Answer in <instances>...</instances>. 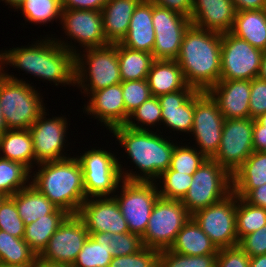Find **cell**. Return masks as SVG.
<instances>
[{
	"instance_id": "cell-1",
	"label": "cell",
	"mask_w": 266,
	"mask_h": 267,
	"mask_svg": "<svg viewBox=\"0 0 266 267\" xmlns=\"http://www.w3.org/2000/svg\"><path fill=\"white\" fill-rule=\"evenodd\" d=\"M75 47L64 40L59 41V38L46 37L29 47L1 50V68L10 65L38 78L41 77L40 79L44 81L53 82L55 86L59 83L75 86V55L78 53Z\"/></svg>"
},
{
	"instance_id": "cell-2",
	"label": "cell",
	"mask_w": 266,
	"mask_h": 267,
	"mask_svg": "<svg viewBox=\"0 0 266 267\" xmlns=\"http://www.w3.org/2000/svg\"><path fill=\"white\" fill-rule=\"evenodd\" d=\"M222 33L191 24L176 59L187 85L208 91L220 80Z\"/></svg>"
},
{
	"instance_id": "cell-3",
	"label": "cell",
	"mask_w": 266,
	"mask_h": 267,
	"mask_svg": "<svg viewBox=\"0 0 266 267\" xmlns=\"http://www.w3.org/2000/svg\"><path fill=\"white\" fill-rule=\"evenodd\" d=\"M119 141L128 158L136 165L142 174L124 171L119 162L123 180L157 182L160 175L170 166L175 143L167 140L163 135L150 130H135L125 125L114 127L110 133Z\"/></svg>"
},
{
	"instance_id": "cell-4",
	"label": "cell",
	"mask_w": 266,
	"mask_h": 267,
	"mask_svg": "<svg viewBox=\"0 0 266 267\" xmlns=\"http://www.w3.org/2000/svg\"><path fill=\"white\" fill-rule=\"evenodd\" d=\"M38 172L31 175L30 184L45 195L56 207L70 215H77L87 199L83 170L76 157L38 164Z\"/></svg>"
},
{
	"instance_id": "cell-5",
	"label": "cell",
	"mask_w": 266,
	"mask_h": 267,
	"mask_svg": "<svg viewBox=\"0 0 266 267\" xmlns=\"http://www.w3.org/2000/svg\"><path fill=\"white\" fill-rule=\"evenodd\" d=\"M1 68L0 104L7 129H29L45 110L34 86L9 75Z\"/></svg>"
},
{
	"instance_id": "cell-6",
	"label": "cell",
	"mask_w": 266,
	"mask_h": 267,
	"mask_svg": "<svg viewBox=\"0 0 266 267\" xmlns=\"http://www.w3.org/2000/svg\"><path fill=\"white\" fill-rule=\"evenodd\" d=\"M85 50L84 54L75 55V84L84 90L82 93L90 96L94 91L122 82L117 43Z\"/></svg>"
},
{
	"instance_id": "cell-7",
	"label": "cell",
	"mask_w": 266,
	"mask_h": 267,
	"mask_svg": "<svg viewBox=\"0 0 266 267\" xmlns=\"http://www.w3.org/2000/svg\"><path fill=\"white\" fill-rule=\"evenodd\" d=\"M192 176L189 190L181 200L191 215L232 193V175L213 158H207Z\"/></svg>"
},
{
	"instance_id": "cell-8",
	"label": "cell",
	"mask_w": 266,
	"mask_h": 267,
	"mask_svg": "<svg viewBox=\"0 0 266 267\" xmlns=\"http://www.w3.org/2000/svg\"><path fill=\"white\" fill-rule=\"evenodd\" d=\"M192 217L181 200L159 197L152 209L147 229L142 236L144 247L158 251L170 249L178 232Z\"/></svg>"
},
{
	"instance_id": "cell-9",
	"label": "cell",
	"mask_w": 266,
	"mask_h": 267,
	"mask_svg": "<svg viewBox=\"0 0 266 267\" xmlns=\"http://www.w3.org/2000/svg\"><path fill=\"white\" fill-rule=\"evenodd\" d=\"M76 158L83 170L86 198L113 197L123 181L116 155L101 148H91Z\"/></svg>"
},
{
	"instance_id": "cell-10",
	"label": "cell",
	"mask_w": 266,
	"mask_h": 267,
	"mask_svg": "<svg viewBox=\"0 0 266 267\" xmlns=\"http://www.w3.org/2000/svg\"><path fill=\"white\" fill-rule=\"evenodd\" d=\"M155 183L123 180L119 186L122 187L120 195H113L127 222L129 232L141 237L147 229L152 209L160 197V188H157Z\"/></svg>"
},
{
	"instance_id": "cell-11",
	"label": "cell",
	"mask_w": 266,
	"mask_h": 267,
	"mask_svg": "<svg viewBox=\"0 0 266 267\" xmlns=\"http://www.w3.org/2000/svg\"><path fill=\"white\" fill-rule=\"evenodd\" d=\"M236 204L237 195L232 192L220 202L192 214V218L218 249L239 244L236 230Z\"/></svg>"
},
{
	"instance_id": "cell-12",
	"label": "cell",
	"mask_w": 266,
	"mask_h": 267,
	"mask_svg": "<svg viewBox=\"0 0 266 267\" xmlns=\"http://www.w3.org/2000/svg\"><path fill=\"white\" fill-rule=\"evenodd\" d=\"M224 117L217 102L207 91L194 93V119L191 134L195 137L197 150L207 158H212L218 151Z\"/></svg>"
},
{
	"instance_id": "cell-13",
	"label": "cell",
	"mask_w": 266,
	"mask_h": 267,
	"mask_svg": "<svg viewBox=\"0 0 266 267\" xmlns=\"http://www.w3.org/2000/svg\"><path fill=\"white\" fill-rule=\"evenodd\" d=\"M263 53L230 32L222 33L220 80H253L258 77Z\"/></svg>"
},
{
	"instance_id": "cell-14",
	"label": "cell",
	"mask_w": 266,
	"mask_h": 267,
	"mask_svg": "<svg viewBox=\"0 0 266 267\" xmlns=\"http://www.w3.org/2000/svg\"><path fill=\"white\" fill-rule=\"evenodd\" d=\"M254 119H225L221 142L217 153L212 157L231 175L254 152Z\"/></svg>"
},
{
	"instance_id": "cell-15",
	"label": "cell",
	"mask_w": 266,
	"mask_h": 267,
	"mask_svg": "<svg viewBox=\"0 0 266 267\" xmlns=\"http://www.w3.org/2000/svg\"><path fill=\"white\" fill-rule=\"evenodd\" d=\"M155 30L154 60H176L184 34L192 24L190 18L153 3Z\"/></svg>"
},
{
	"instance_id": "cell-16",
	"label": "cell",
	"mask_w": 266,
	"mask_h": 267,
	"mask_svg": "<svg viewBox=\"0 0 266 267\" xmlns=\"http://www.w3.org/2000/svg\"><path fill=\"white\" fill-rule=\"evenodd\" d=\"M45 111L46 109L29 128L35 154V165L70 158L69 155L63 154L66 146L64 143L67 142V119L64 116L46 118L47 112Z\"/></svg>"
},
{
	"instance_id": "cell-17",
	"label": "cell",
	"mask_w": 266,
	"mask_h": 267,
	"mask_svg": "<svg viewBox=\"0 0 266 267\" xmlns=\"http://www.w3.org/2000/svg\"><path fill=\"white\" fill-rule=\"evenodd\" d=\"M88 237L84 221L78 215H69L51 236L38 258L72 266Z\"/></svg>"
},
{
	"instance_id": "cell-18",
	"label": "cell",
	"mask_w": 266,
	"mask_h": 267,
	"mask_svg": "<svg viewBox=\"0 0 266 267\" xmlns=\"http://www.w3.org/2000/svg\"><path fill=\"white\" fill-rule=\"evenodd\" d=\"M92 199V200H91ZM89 233H127V222L114 197L87 198L78 214Z\"/></svg>"
},
{
	"instance_id": "cell-19",
	"label": "cell",
	"mask_w": 266,
	"mask_h": 267,
	"mask_svg": "<svg viewBox=\"0 0 266 267\" xmlns=\"http://www.w3.org/2000/svg\"><path fill=\"white\" fill-rule=\"evenodd\" d=\"M60 22L65 35L84 49L110 44L103 32L101 11L63 9Z\"/></svg>"
},
{
	"instance_id": "cell-20",
	"label": "cell",
	"mask_w": 266,
	"mask_h": 267,
	"mask_svg": "<svg viewBox=\"0 0 266 267\" xmlns=\"http://www.w3.org/2000/svg\"><path fill=\"white\" fill-rule=\"evenodd\" d=\"M121 83L94 91L89 103L84 105L87 115L95 116L98 121L111 131L114 127L126 124V109Z\"/></svg>"
},
{
	"instance_id": "cell-21",
	"label": "cell",
	"mask_w": 266,
	"mask_h": 267,
	"mask_svg": "<svg viewBox=\"0 0 266 267\" xmlns=\"http://www.w3.org/2000/svg\"><path fill=\"white\" fill-rule=\"evenodd\" d=\"M251 80H219L207 92L217 102L224 119L250 118Z\"/></svg>"
},
{
	"instance_id": "cell-22",
	"label": "cell",
	"mask_w": 266,
	"mask_h": 267,
	"mask_svg": "<svg viewBox=\"0 0 266 267\" xmlns=\"http://www.w3.org/2000/svg\"><path fill=\"white\" fill-rule=\"evenodd\" d=\"M197 90L187 85L183 90L158 96L163 125L173 131L191 133L194 119V93Z\"/></svg>"
},
{
	"instance_id": "cell-23",
	"label": "cell",
	"mask_w": 266,
	"mask_h": 267,
	"mask_svg": "<svg viewBox=\"0 0 266 267\" xmlns=\"http://www.w3.org/2000/svg\"><path fill=\"white\" fill-rule=\"evenodd\" d=\"M236 13L231 0H193L190 20L201 29L225 33L231 31Z\"/></svg>"
},
{
	"instance_id": "cell-24",
	"label": "cell",
	"mask_w": 266,
	"mask_h": 267,
	"mask_svg": "<svg viewBox=\"0 0 266 267\" xmlns=\"http://www.w3.org/2000/svg\"><path fill=\"white\" fill-rule=\"evenodd\" d=\"M152 14L153 3L141 0L133 12L128 33L120 43L130 49L153 54L155 30Z\"/></svg>"
},
{
	"instance_id": "cell-25",
	"label": "cell",
	"mask_w": 266,
	"mask_h": 267,
	"mask_svg": "<svg viewBox=\"0 0 266 267\" xmlns=\"http://www.w3.org/2000/svg\"><path fill=\"white\" fill-rule=\"evenodd\" d=\"M141 0H108L101 10L103 32L110 44L121 42L127 35L130 20Z\"/></svg>"
},
{
	"instance_id": "cell-26",
	"label": "cell",
	"mask_w": 266,
	"mask_h": 267,
	"mask_svg": "<svg viewBox=\"0 0 266 267\" xmlns=\"http://www.w3.org/2000/svg\"><path fill=\"white\" fill-rule=\"evenodd\" d=\"M146 80L152 96L156 97L183 90L187 86L176 60H154Z\"/></svg>"
},
{
	"instance_id": "cell-27",
	"label": "cell",
	"mask_w": 266,
	"mask_h": 267,
	"mask_svg": "<svg viewBox=\"0 0 266 267\" xmlns=\"http://www.w3.org/2000/svg\"><path fill=\"white\" fill-rule=\"evenodd\" d=\"M266 183V152L254 151L232 174V192L244 198L252 189Z\"/></svg>"
},
{
	"instance_id": "cell-28",
	"label": "cell",
	"mask_w": 266,
	"mask_h": 267,
	"mask_svg": "<svg viewBox=\"0 0 266 267\" xmlns=\"http://www.w3.org/2000/svg\"><path fill=\"white\" fill-rule=\"evenodd\" d=\"M230 33L266 51V9L238 11Z\"/></svg>"
},
{
	"instance_id": "cell-29",
	"label": "cell",
	"mask_w": 266,
	"mask_h": 267,
	"mask_svg": "<svg viewBox=\"0 0 266 267\" xmlns=\"http://www.w3.org/2000/svg\"><path fill=\"white\" fill-rule=\"evenodd\" d=\"M170 250L188 256L211 255L218 253V248L191 217L182 229Z\"/></svg>"
},
{
	"instance_id": "cell-30",
	"label": "cell",
	"mask_w": 266,
	"mask_h": 267,
	"mask_svg": "<svg viewBox=\"0 0 266 267\" xmlns=\"http://www.w3.org/2000/svg\"><path fill=\"white\" fill-rule=\"evenodd\" d=\"M0 157L22 163L30 171L35 164L33 142L29 129H8L0 136Z\"/></svg>"
},
{
	"instance_id": "cell-31",
	"label": "cell",
	"mask_w": 266,
	"mask_h": 267,
	"mask_svg": "<svg viewBox=\"0 0 266 267\" xmlns=\"http://www.w3.org/2000/svg\"><path fill=\"white\" fill-rule=\"evenodd\" d=\"M11 198L15 201L19 217L23 220L25 226L45 215L53 214L58 209L30 183L27 187L12 195Z\"/></svg>"
},
{
	"instance_id": "cell-32",
	"label": "cell",
	"mask_w": 266,
	"mask_h": 267,
	"mask_svg": "<svg viewBox=\"0 0 266 267\" xmlns=\"http://www.w3.org/2000/svg\"><path fill=\"white\" fill-rule=\"evenodd\" d=\"M69 215L65 210L58 208L53 214L45 215L25 226L23 239L37 256L44 250L51 236Z\"/></svg>"
},
{
	"instance_id": "cell-33",
	"label": "cell",
	"mask_w": 266,
	"mask_h": 267,
	"mask_svg": "<svg viewBox=\"0 0 266 267\" xmlns=\"http://www.w3.org/2000/svg\"><path fill=\"white\" fill-rule=\"evenodd\" d=\"M117 55L122 81L143 80L147 78L154 61L153 54L127 48L118 42Z\"/></svg>"
},
{
	"instance_id": "cell-34",
	"label": "cell",
	"mask_w": 266,
	"mask_h": 267,
	"mask_svg": "<svg viewBox=\"0 0 266 267\" xmlns=\"http://www.w3.org/2000/svg\"><path fill=\"white\" fill-rule=\"evenodd\" d=\"M37 257V254L30 248L23 238H17L0 230V264H34Z\"/></svg>"
},
{
	"instance_id": "cell-35",
	"label": "cell",
	"mask_w": 266,
	"mask_h": 267,
	"mask_svg": "<svg viewBox=\"0 0 266 267\" xmlns=\"http://www.w3.org/2000/svg\"><path fill=\"white\" fill-rule=\"evenodd\" d=\"M31 173L22 163L0 157V193L11 197L24 189L30 183Z\"/></svg>"
},
{
	"instance_id": "cell-36",
	"label": "cell",
	"mask_w": 266,
	"mask_h": 267,
	"mask_svg": "<svg viewBox=\"0 0 266 267\" xmlns=\"http://www.w3.org/2000/svg\"><path fill=\"white\" fill-rule=\"evenodd\" d=\"M266 225V209L250 205L237 196L236 230L240 241L245 235L256 232Z\"/></svg>"
},
{
	"instance_id": "cell-37",
	"label": "cell",
	"mask_w": 266,
	"mask_h": 267,
	"mask_svg": "<svg viewBox=\"0 0 266 267\" xmlns=\"http://www.w3.org/2000/svg\"><path fill=\"white\" fill-rule=\"evenodd\" d=\"M18 10L22 11L25 21L44 24L61 19L62 0H25Z\"/></svg>"
},
{
	"instance_id": "cell-38",
	"label": "cell",
	"mask_w": 266,
	"mask_h": 267,
	"mask_svg": "<svg viewBox=\"0 0 266 267\" xmlns=\"http://www.w3.org/2000/svg\"><path fill=\"white\" fill-rule=\"evenodd\" d=\"M96 242H105L113 257L130 255L144 248L142 237L131 232L127 233H91Z\"/></svg>"
},
{
	"instance_id": "cell-39",
	"label": "cell",
	"mask_w": 266,
	"mask_h": 267,
	"mask_svg": "<svg viewBox=\"0 0 266 267\" xmlns=\"http://www.w3.org/2000/svg\"><path fill=\"white\" fill-rule=\"evenodd\" d=\"M112 259L109 246L105 242H96L89 235L72 267H108Z\"/></svg>"
},
{
	"instance_id": "cell-40",
	"label": "cell",
	"mask_w": 266,
	"mask_h": 267,
	"mask_svg": "<svg viewBox=\"0 0 266 267\" xmlns=\"http://www.w3.org/2000/svg\"><path fill=\"white\" fill-rule=\"evenodd\" d=\"M160 123H162L160 102L158 97L151 96L129 115L125 126L135 130H149L146 126L161 125Z\"/></svg>"
},
{
	"instance_id": "cell-41",
	"label": "cell",
	"mask_w": 266,
	"mask_h": 267,
	"mask_svg": "<svg viewBox=\"0 0 266 267\" xmlns=\"http://www.w3.org/2000/svg\"><path fill=\"white\" fill-rule=\"evenodd\" d=\"M163 180V187L159 190V196L164 199L182 200L187 194L193 176L167 169L158 178Z\"/></svg>"
},
{
	"instance_id": "cell-42",
	"label": "cell",
	"mask_w": 266,
	"mask_h": 267,
	"mask_svg": "<svg viewBox=\"0 0 266 267\" xmlns=\"http://www.w3.org/2000/svg\"><path fill=\"white\" fill-rule=\"evenodd\" d=\"M217 256L218 253L188 256L165 249L159 251L158 267H216Z\"/></svg>"
},
{
	"instance_id": "cell-43",
	"label": "cell",
	"mask_w": 266,
	"mask_h": 267,
	"mask_svg": "<svg viewBox=\"0 0 266 267\" xmlns=\"http://www.w3.org/2000/svg\"><path fill=\"white\" fill-rule=\"evenodd\" d=\"M191 147L187 145L180 146V144L178 146L176 143L168 169L192 175L207 157L203 153H200L197 148Z\"/></svg>"
},
{
	"instance_id": "cell-44",
	"label": "cell",
	"mask_w": 266,
	"mask_h": 267,
	"mask_svg": "<svg viewBox=\"0 0 266 267\" xmlns=\"http://www.w3.org/2000/svg\"><path fill=\"white\" fill-rule=\"evenodd\" d=\"M123 100L126 109V122L129 115L143 102L148 100L152 94L146 79L122 81Z\"/></svg>"
},
{
	"instance_id": "cell-45",
	"label": "cell",
	"mask_w": 266,
	"mask_h": 267,
	"mask_svg": "<svg viewBox=\"0 0 266 267\" xmlns=\"http://www.w3.org/2000/svg\"><path fill=\"white\" fill-rule=\"evenodd\" d=\"M0 230L17 238L24 237L25 224L19 217L15 201L11 197H6L0 205Z\"/></svg>"
},
{
	"instance_id": "cell-46",
	"label": "cell",
	"mask_w": 266,
	"mask_h": 267,
	"mask_svg": "<svg viewBox=\"0 0 266 267\" xmlns=\"http://www.w3.org/2000/svg\"><path fill=\"white\" fill-rule=\"evenodd\" d=\"M159 251L144 247L137 253L113 257L108 267H158Z\"/></svg>"
},
{
	"instance_id": "cell-47",
	"label": "cell",
	"mask_w": 266,
	"mask_h": 267,
	"mask_svg": "<svg viewBox=\"0 0 266 267\" xmlns=\"http://www.w3.org/2000/svg\"><path fill=\"white\" fill-rule=\"evenodd\" d=\"M249 110L252 119L266 112V81L258 77L251 80Z\"/></svg>"
},
{
	"instance_id": "cell-48",
	"label": "cell",
	"mask_w": 266,
	"mask_h": 267,
	"mask_svg": "<svg viewBox=\"0 0 266 267\" xmlns=\"http://www.w3.org/2000/svg\"><path fill=\"white\" fill-rule=\"evenodd\" d=\"M250 256L238 245L220 248L216 260V267H249Z\"/></svg>"
},
{
	"instance_id": "cell-49",
	"label": "cell",
	"mask_w": 266,
	"mask_h": 267,
	"mask_svg": "<svg viewBox=\"0 0 266 267\" xmlns=\"http://www.w3.org/2000/svg\"><path fill=\"white\" fill-rule=\"evenodd\" d=\"M238 246L250 257L266 254V225L256 232L245 235Z\"/></svg>"
},
{
	"instance_id": "cell-50",
	"label": "cell",
	"mask_w": 266,
	"mask_h": 267,
	"mask_svg": "<svg viewBox=\"0 0 266 267\" xmlns=\"http://www.w3.org/2000/svg\"><path fill=\"white\" fill-rule=\"evenodd\" d=\"M156 5L162 6L188 18L193 10V0H148Z\"/></svg>"
},
{
	"instance_id": "cell-51",
	"label": "cell",
	"mask_w": 266,
	"mask_h": 267,
	"mask_svg": "<svg viewBox=\"0 0 266 267\" xmlns=\"http://www.w3.org/2000/svg\"><path fill=\"white\" fill-rule=\"evenodd\" d=\"M108 0H62V9L101 11Z\"/></svg>"
},
{
	"instance_id": "cell-52",
	"label": "cell",
	"mask_w": 266,
	"mask_h": 267,
	"mask_svg": "<svg viewBox=\"0 0 266 267\" xmlns=\"http://www.w3.org/2000/svg\"><path fill=\"white\" fill-rule=\"evenodd\" d=\"M243 199L250 205L266 209V183L252 189Z\"/></svg>"
},
{
	"instance_id": "cell-53",
	"label": "cell",
	"mask_w": 266,
	"mask_h": 267,
	"mask_svg": "<svg viewBox=\"0 0 266 267\" xmlns=\"http://www.w3.org/2000/svg\"><path fill=\"white\" fill-rule=\"evenodd\" d=\"M253 150L266 152V127L254 119L253 127Z\"/></svg>"
},
{
	"instance_id": "cell-54",
	"label": "cell",
	"mask_w": 266,
	"mask_h": 267,
	"mask_svg": "<svg viewBox=\"0 0 266 267\" xmlns=\"http://www.w3.org/2000/svg\"><path fill=\"white\" fill-rule=\"evenodd\" d=\"M238 11L266 9V0H231Z\"/></svg>"
},
{
	"instance_id": "cell-55",
	"label": "cell",
	"mask_w": 266,
	"mask_h": 267,
	"mask_svg": "<svg viewBox=\"0 0 266 267\" xmlns=\"http://www.w3.org/2000/svg\"><path fill=\"white\" fill-rule=\"evenodd\" d=\"M249 267H266V254L250 257Z\"/></svg>"
},
{
	"instance_id": "cell-56",
	"label": "cell",
	"mask_w": 266,
	"mask_h": 267,
	"mask_svg": "<svg viewBox=\"0 0 266 267\" xmlns=\"http://www.w3.org/2000/svg\"><path fill=\"white\" fill-rule=\"evenodd\" d=\"M35 267H72V266L48 262L37 257V259L35 260Z\"/></svg>"
},
{
	"instance_id": "cell-57",
	"label": "cell",
	"mask_w": 266,
	"mask_h": 267,
	"mask_svg": "<svg viewBox=\"0 0 266 267\" xmlns=\"http://www.w3.org/2000/svg\"><path fill=\"white\" fill-rule=\"evenodd\" d=\"M258 78L266 81V51L262 55Z\"/></svg>"
},
{
	"instance_id": "cell-58",
	"label": "cell",
	"mask_w": 266,
	"mask_h": 267,
	"mask_svg": "<svg viewBox=\"0 0 266 267\" xmlns=\"http://www.w3.org/2000/svg\"><path fill=\"white\" fill-rule=\"evenodd\" d=\"M6 130H8V129H7V126H6L4 117H3L2 107H1V104H0V136H1Z\"/></svg>"
},
{
	"instance_id": "cell-59",
	"label": "cell",
	"mask_w": 266,
	"mask_h": 267,
	"mask_svg": "<svg viewBox=\"0 0 266 267\" xmlns=\"http://www.w3.org/2000/svg\"><path fill=\"white\" fill-rule=\"evenodd\" d=\"M5 3H8L7 5H11V7L18 9L25 0H2Z\"/></svg>"
},
{
	"instance_id": "cell-60",
	"label": "cell",
	"mask_w": 266,
	"mask_h": 267,
	"mask_svg": "<svg viewBox=\"0 0 266 267\" xmlns=\"http://www.w3.org/2000/svg\"><path fill=\"white\" fill-rule=\"evenodd\" d=\"M256 120L264 127H266V112L261 114Z\"/></svg>"
},
{
	"instance_id": "cell-61",
	"label": "cell",
	"mask_w": 266,
	"mask_h": 267,
	"mask_svg": "<svg viewBox=\"0 0 266 267\" xmlns=\"http://www.w3.org/2000/svg\"><path fill=\"white\" fill-rule=\"evenodd\" d=\"M0 267H35V263L28 264V265H2L0 264Z\"/></svg>"
},
{
	"instance_id": "cell-62",
	"label": "cell",
	"mask_w": 266,
	"mask_h": 267,
	"mask_svg": "<svg viewBox=\"0 0 266 267\" xmlns=\"http://www.w3.org/2000/svg\"><path fill=\"white\" fill-rule=\"evenodd\" d=\"M7 196H5L4 194L0 193V205L1 203L4 201V199L6 198Z\"/></svg>"
}]
</instances>
